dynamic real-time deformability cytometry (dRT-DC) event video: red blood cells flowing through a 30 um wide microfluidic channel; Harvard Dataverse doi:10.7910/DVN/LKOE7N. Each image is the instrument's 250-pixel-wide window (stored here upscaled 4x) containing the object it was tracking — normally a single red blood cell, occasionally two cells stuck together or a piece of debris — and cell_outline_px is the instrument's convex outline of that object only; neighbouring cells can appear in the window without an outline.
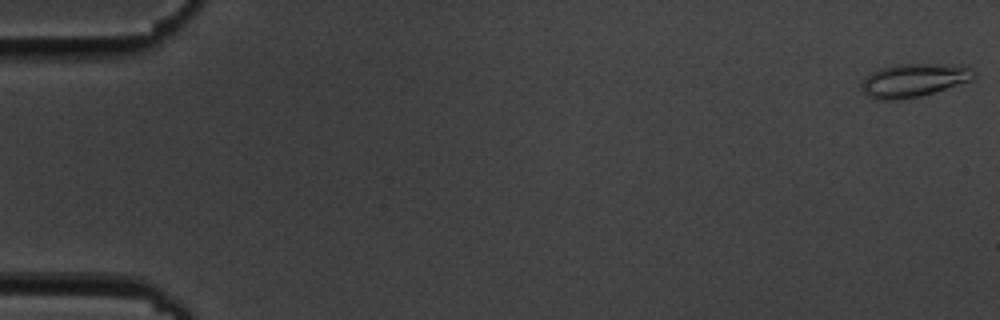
{"species": "common noctule bat (a hibernating species)", "species_latin": "Nyctalus noctula", "temperature_condition": "cold", "stored_images_in_passage": 57, "camera_frame_rate_fps": 3000, "um_per_image_px": 0.085, "animal": {"sex": "male", "body_mass_g": 19.5, "forearm_length_mm": 54.6}, "frame": {"image": 1, "passage_image": 1, "time_ms": 0.0, "image_size_px": [1000, 320], "cell_outline_px": [[976, 76], [972, 80], [920, 96], [888, 100], [876, 100], [868, 96], [860, 88], [860, 84], [864, 76], [880, 68], [896, 64], [940, 64], [968, 68], [976, 72]], "centroid_in_image_um": [77.59, 6.82], "position_along_channel_um": 7.4, "area_um2": 21.62}}
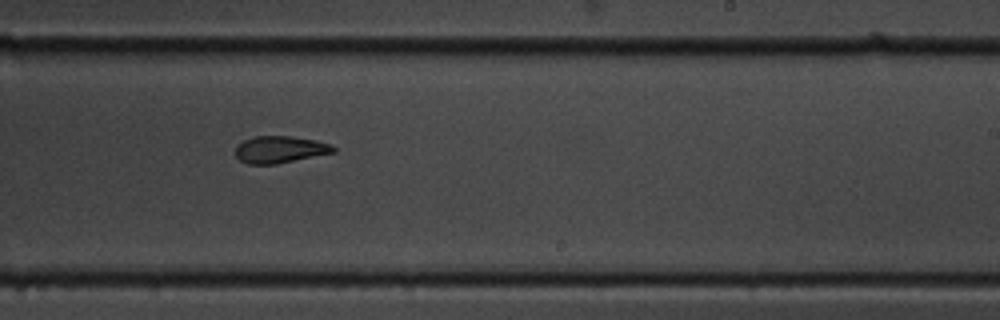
{"frame": {"image": 2, "passage_image": 35, "time_ms": 11.333, "image_size_px": [1000, 320], "cell_outline_px": [[336, 152], [276, 164], [248, 164], [240, 160], [236, 156], [236, 144], [244, 140], [256, 136], [292, 136], [316, 140], [328, 144], [336, 148]], "centroid_in_image_um": [23.78, 12.7], "position_along_channel_um": 265.2, "area_um2": 15.37}}
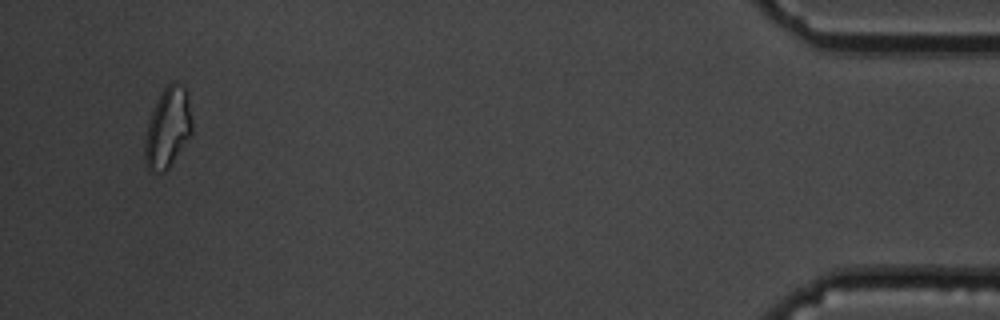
{"frame": {"image": 3, "passage_image": 54, "time_ms": 17.667, "image_size_px": [1000, 320], "cell_outline_px": [[192, 132], [168, 168], [164, 172], [160, 172], [148, 168], [144, 160], [144, 144], [148, 120], [160, 92], [172, 80], [176, 80], [188, 92], [192, 124]], "centroid_in_image_um": [14.25, 10.81], "position_along_channel_um": 420.9, "area_um2": 22.02}, "authors_computed_cell_mechanics": {"area_um2": 17.1666, "velocity_mm_per_s": 3.6041, "shape_relaxation_time_tau1_ms": 6.5825, "shape_relaxation_time_tau2_ms": 3.975, "deformation_change_tau1": 0.1565, "deformation_change_tau2": 0.104}}